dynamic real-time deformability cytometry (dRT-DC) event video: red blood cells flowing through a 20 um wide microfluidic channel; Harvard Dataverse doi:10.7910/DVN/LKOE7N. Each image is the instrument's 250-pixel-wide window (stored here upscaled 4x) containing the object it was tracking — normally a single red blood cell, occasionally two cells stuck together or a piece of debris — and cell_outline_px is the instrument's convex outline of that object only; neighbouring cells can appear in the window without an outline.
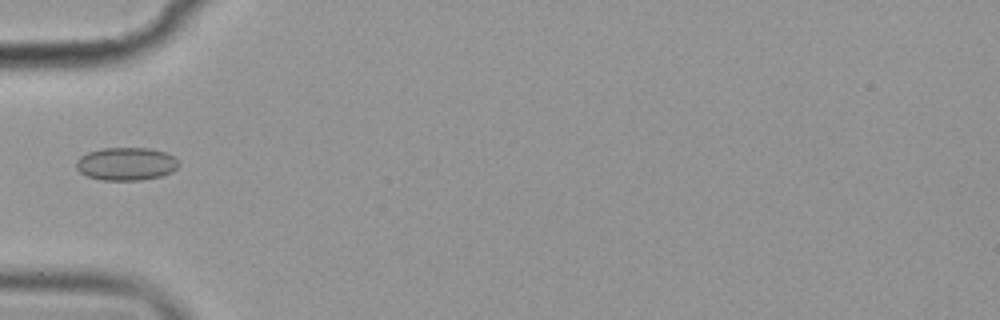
{"species": "common noctule bat (a hibernating species)", "species_latin": "Nyctalus noctula", "temperature_condition": "cold", "stored_images_in_passage": 4, "camera_frame_rate_fps": 3000, "um_per_image_px": 0.085, "animal": {"sex": "female", "body_mass_g": 19.9}, "frame": {"image": 1, "passage_image": 4, "time_ms": 4.333, "image_size_px": [1000, 320], "cell_outline_px": [[180, 164], [172, 172], [160, 176], [140, 180], [100, 180], [88, 176], [80, 172], [76, 168], [76, 160], [80, 156], [88, 152], [100, 148], [148, 148], [164, 152], [172, 156]], "centroid_in_image_um": [10.69, 13.93], "position_along_channel_um": 74.3, "area_um2": 19.65}}